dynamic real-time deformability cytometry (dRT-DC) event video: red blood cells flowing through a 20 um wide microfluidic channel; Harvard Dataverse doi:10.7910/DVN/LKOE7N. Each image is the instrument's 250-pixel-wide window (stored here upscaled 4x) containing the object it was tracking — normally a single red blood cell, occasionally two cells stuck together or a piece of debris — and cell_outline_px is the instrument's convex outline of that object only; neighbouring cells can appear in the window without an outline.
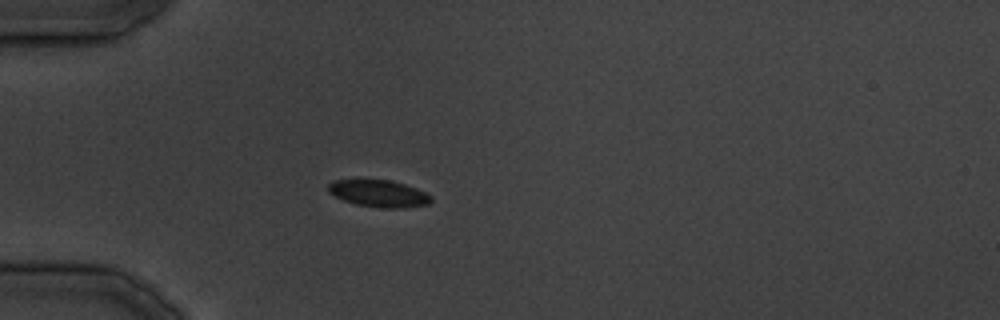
{"species": "common noctule bat (a hibernating species)", "species_latin": "Nyctalus noctula", "temperature_condition": "cold", "stored_images_in_passage": 9, "camera_frame_rate_fps": 3000, "um_per_image_px": 0.085, "animal": {"sex": "male", "body_mass_g": 19.5, "forearm_length_mm": 54.6}, "frame": {"image": 1, "passage_image": 1, "time_ms": 0.0, "image_size_px": [1000, 320], "cell_outline_px": [[432, 200], [428, 204], [404, 208], [380, 208], [356, 204], [344, 200], [328, 192], [328, 184], [332, 180], [392, 180], [416, 188], [432, 196]], "centroid_in_image_um": [32.21, 16.45], "position_along_channel_um": 52.8, "area_um2": 16.13}}